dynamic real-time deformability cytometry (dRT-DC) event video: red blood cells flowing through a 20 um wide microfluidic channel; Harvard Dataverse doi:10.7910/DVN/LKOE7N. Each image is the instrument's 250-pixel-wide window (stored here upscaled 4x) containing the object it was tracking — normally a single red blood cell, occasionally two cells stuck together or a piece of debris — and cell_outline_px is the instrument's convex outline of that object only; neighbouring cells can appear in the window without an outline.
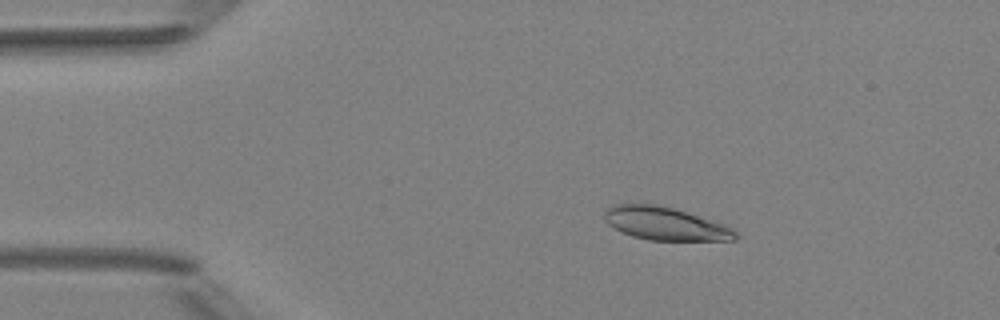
{"species": "Egyptian fruit bat (a non-hibernating species)", "species_latin": "Rousettus aegyptiacus", "temperature_condition": "room temperature", "stored_images_in_passage": 5, "camera_frame_rate_fps": 3000, "um_per_image_px": 0.085, "animal": {"sex": "female"}, "frame": {"image": 1, "passage_image": 3, "time_ms": 2.333, "image_size_px": [1000, 320], "cell_outline_px": [[740, 236], [736, 240], [648, 240], [632, 236], [608, 224], [604, 220], [604, 212], [612, 204], [628, 200], [656, 204], [672, 208], [724, 224], [732, 228]], "centroid_in_image_um": [56.47, 18.97], "position_along_channel_um": 28.5, "area_um2": 25.61}}